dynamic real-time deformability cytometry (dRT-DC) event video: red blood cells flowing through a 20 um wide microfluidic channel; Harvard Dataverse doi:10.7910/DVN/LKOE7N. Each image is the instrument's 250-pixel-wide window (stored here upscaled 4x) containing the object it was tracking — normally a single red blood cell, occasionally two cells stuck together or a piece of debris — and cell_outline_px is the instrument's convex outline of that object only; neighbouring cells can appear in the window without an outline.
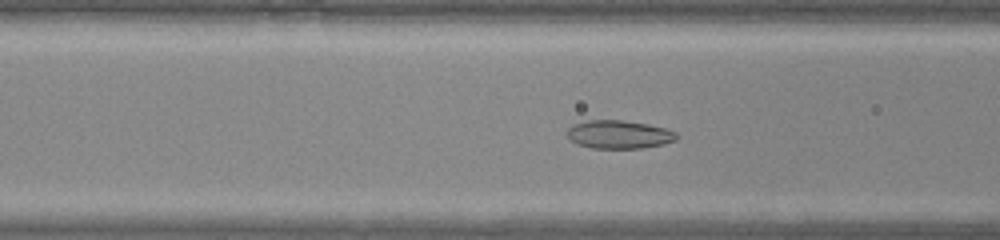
{"species": "common noctule bat (a hibernating species)", "species_latin": "Nyctalus noctula", "temperature_condition": "warm", "stored_images_in_passage": 35, "camera_frame_rate_fps": 3000, "um_per_image_px": 0.085, "animal": {"sex": "male", "body_mass_g": 20.0, "forearm_length_mm": 53.3}, "frame": {"image": 1, "passage_image": 8, "time_ms": 2.333, "image_size_px": [1000, 240], "cell_outline_px": [[676, 140], [664, 144], [644, 148], [592, 148], [576, 144], [568, 140], [564, 132], [572, 124], [588, 120], [624, 120], [648, 124], [664, 128], [676, 132]], "centroid_in_image_um": [52.54, 11.43], "position_along_channel_um": 114.1, "area_um2": 18.32}}
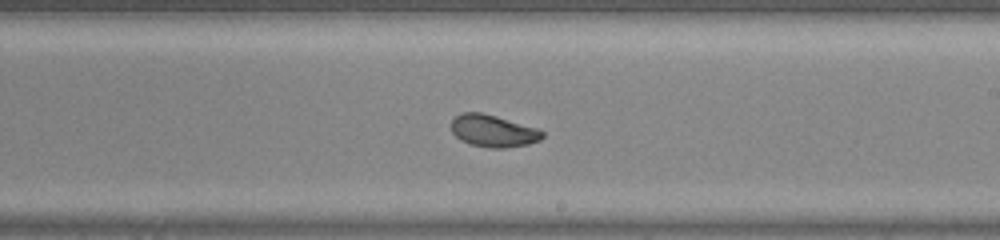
{"frame": {"image": 2, "passage_image": 17, "time_ms": 5.333, "image_size_px": [1000, 240], "cell_outline_px": [[544, 136], [540, 140], [528, 144], [504, 148], [488, 148], [472, 144], [460, 140], [452, 132], [452, 120], [456, 116], [464, 112], [480, 112], [496, 116], [536, 128], [544, 132]], "centroid_in_image_um": [41.92, 11.13], "position_along_channel_um": 247.1, "area_um2": 16.88}}
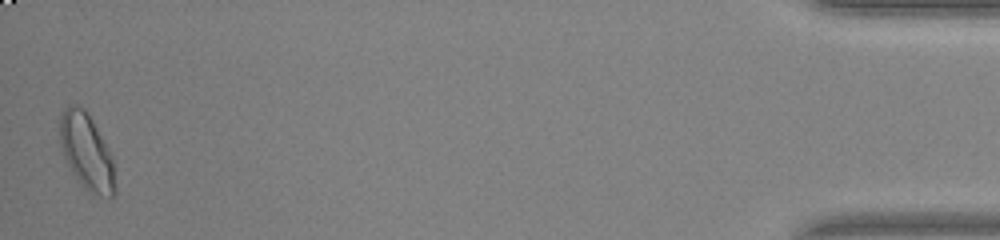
{"frame": {"image": 3, "passage_image": 35, "time_ms": 11.333, "image_size_px": [1000, 240], "cell_outline_px": [[116, 188], [112, 196], [100, 196], [84, 188], [80, 184], [72, 172], [64, 156], [60, 144], [60, 112], [64, 108], [72, 104], [76, 104], [84, 108], [92, 120], [112, 160]], "centroid_in_image_um": [7.32, 12.89], "position_along_channel_um": 427.9, "area_um2": 23.93}}